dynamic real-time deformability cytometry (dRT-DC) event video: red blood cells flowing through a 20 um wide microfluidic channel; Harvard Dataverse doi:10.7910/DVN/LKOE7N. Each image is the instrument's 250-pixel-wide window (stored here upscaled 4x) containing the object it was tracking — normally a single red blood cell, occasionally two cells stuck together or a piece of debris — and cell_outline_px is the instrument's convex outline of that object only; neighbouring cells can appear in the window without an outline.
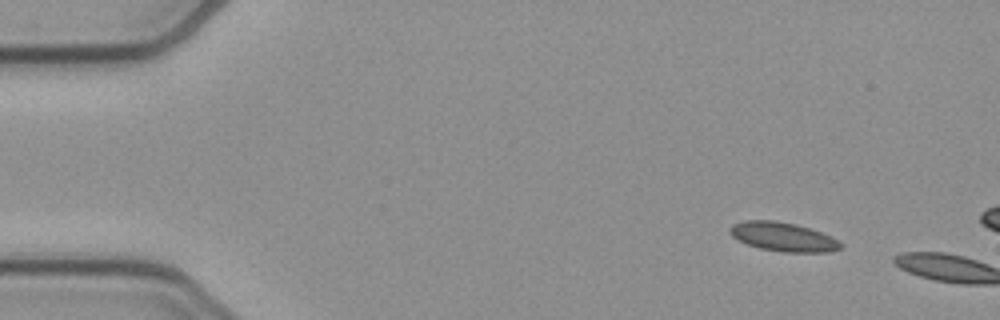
{"species": "common noctule bat (a hibernating species)", "species_latin": "Nyctalus noctula", "temperature_condition": "cold", "stored_images_in_passage": 16, "camera_frame_rate_fps": 3000, "um_per_image_px": 0.085, "animal": {"sex": "female", "body_mass_g": 21.9}, "frame": {"image": 1, "passage_image": 5, "time_ms": 1.333, "image_size_px": [1000, 320], "cell_outline_px": [[844, 248], [828, 252], [780, 252], [760, 248], [748, 244], [732, 236], [728, 232], [728, 228], [732, 224], [744, 220], [776, 220], [796, 224], [832, 236], [844, 244]], "centroid_in_image_um": [66.58, 20.13], "position_along_channel_um": 18.4, "area_um2": 18.9}}